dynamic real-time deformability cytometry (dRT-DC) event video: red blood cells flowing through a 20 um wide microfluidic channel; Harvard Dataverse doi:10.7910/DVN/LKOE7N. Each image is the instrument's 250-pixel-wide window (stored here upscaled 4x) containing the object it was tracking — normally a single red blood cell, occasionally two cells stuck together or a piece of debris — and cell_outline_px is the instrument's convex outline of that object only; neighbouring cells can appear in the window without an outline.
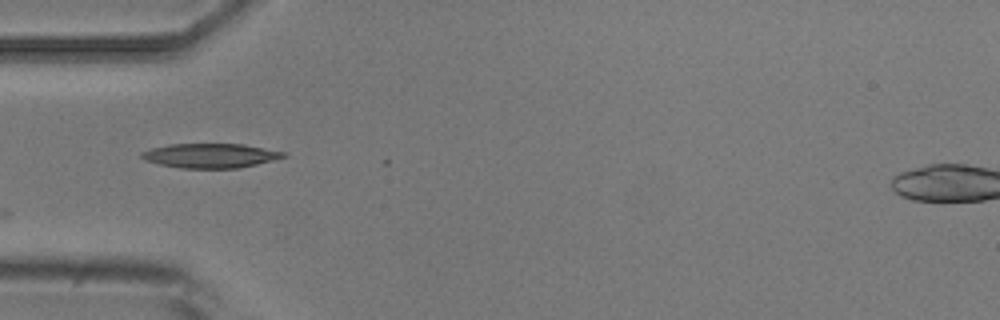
{"species": "common noctule bat (a hibernating species)", "species_latin": "Nyctalus noctula", "temperature_condition": "room temperature", "stored_images_in_passage": 4, "camera_frame_rate_fps": 3000, "um_per_image_px": 0.085, "animal": {"sex": "male", "body_mass_g": 20.5, "forearm_length_mm": 52.5}, "frame": {"image": 1, "passage_image": 2, "time_ms": 1.333, "image_size_px": [1000, 320], "cell_outline_px": [[288, 156], [256, 164], [236, 168], [180, 168], [160, 164], [144, 160], [140, 156], [140, 152], [152, 148], [168, 144], [244, 144], [284, 152]], "centroid_in_image_um": [17.84, 13.22], "position_along_channel_um": 67.2, "area_um2": 20.06}}